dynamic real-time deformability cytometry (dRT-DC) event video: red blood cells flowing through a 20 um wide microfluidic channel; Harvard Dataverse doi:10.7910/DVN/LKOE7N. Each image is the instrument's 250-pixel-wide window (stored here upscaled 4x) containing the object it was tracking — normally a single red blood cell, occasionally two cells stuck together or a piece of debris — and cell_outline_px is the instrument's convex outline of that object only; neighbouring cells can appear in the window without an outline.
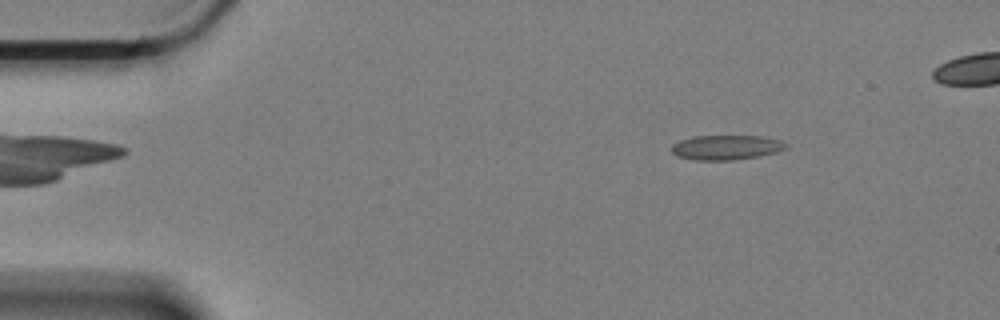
{"species": "Egyptian fruit bat (a non-hibernating species)", "species_latin": "Rousettus aegyptiacus", "temperature_condition": "cold", "stored_images_in_passage": 5, "camera_frame_rate_fps": 3000, "um_per_image_px": 0.085, "animal": {"sex": "female"}, "frame": {"image": 1, "passage_image": 5, "time_ms": 1.333, "image_size_px": [1000, 320], "cell_outline_px": [[788, 148], [776, 152], [760, 156], [732, 160], [692, 160], [676, 156], [672, 152], [672, 144], [680, 140], [696, 136], [760, 136], [780, 140], [788, 144]], "centroid_in_image_um": [61.73, 12.53], "position_along_channel_um": 23.3, "area_um2": 16.53}}